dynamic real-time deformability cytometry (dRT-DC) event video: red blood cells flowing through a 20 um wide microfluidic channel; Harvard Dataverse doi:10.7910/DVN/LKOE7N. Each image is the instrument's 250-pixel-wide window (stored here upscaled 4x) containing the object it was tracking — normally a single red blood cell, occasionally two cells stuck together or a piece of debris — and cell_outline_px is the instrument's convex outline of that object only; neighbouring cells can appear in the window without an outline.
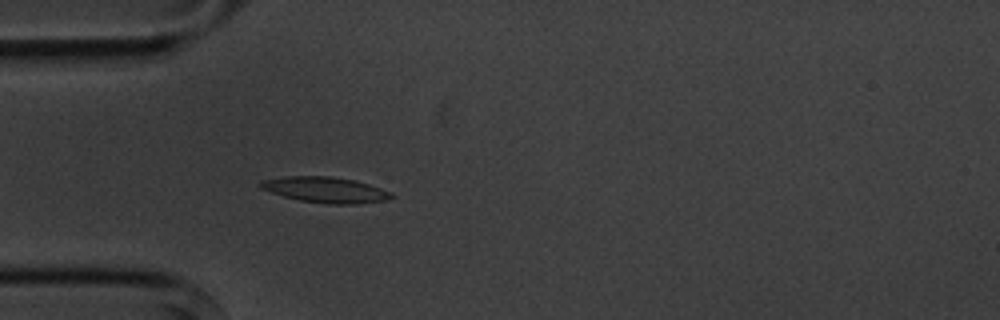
{"species": "common noctule bat (a hibernating species)", "species_latin": "Nyctalus noctula", "temperature_condition": "cold", "stored_images_in_passage": 4, "camera_frame_rate_fps": 3000, "um_per_image_px": 0.085, "animal": {"sex": "male", "body_mass_g": 20.1, "forearm_length_mm": 53.5}, "frame": {"image": 1, "passage_image": 4, "time_ms": 3.333, "image_size_px": [1000, 320], "cell_outline_px": [[396, 196], [384, 200], [356, 204], [328, 204], [300, 200], [284, 196], [260, 188], [260, 180], [288, 176], [332, 176], [356, 180], [392, 192]], "centroid_in_image_um": [27.68, 16.13], "position_along_channel_um": 57.3, "area_um2": 19.54}}